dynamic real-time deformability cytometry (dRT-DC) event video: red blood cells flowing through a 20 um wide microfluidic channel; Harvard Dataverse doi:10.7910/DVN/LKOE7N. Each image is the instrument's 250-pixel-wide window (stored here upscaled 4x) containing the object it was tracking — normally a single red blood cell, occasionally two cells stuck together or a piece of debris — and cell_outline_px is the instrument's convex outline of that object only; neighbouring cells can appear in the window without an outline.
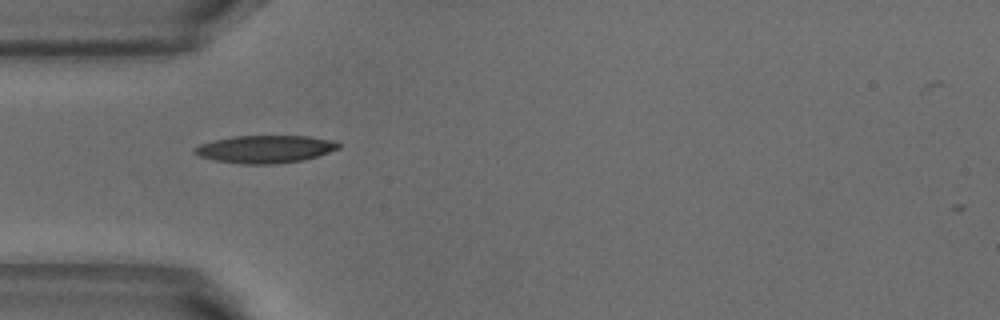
{"species": "common noctule bat (a hibernating species)", "species_latin": "Nyctalus noctula", "temperature_condition": "warm", "stored_images_in_passage": 2, "camera_frame_rate_fps": 3000, "um_per_image_px": 0.085, "animal": {"sex": "male", "body_mass_g": 18.8}, "frame": {"image": 1, "passage_image": 1, "time_ms": 0.0, "image_size_px": [1000, 320], "cell_outline_px": [[340, 148], [304, 160], [272, 164], [240, 164], [216, 160], [200, 156], [192, 152], [192, 148], [200, 144], [232, 136], [308, 136], [332, 140], [340, 144]], "centroid_in_image_um": [22.52, 12.67], "position_along_channel_um": 62.5, "area_um2": 23.06}}
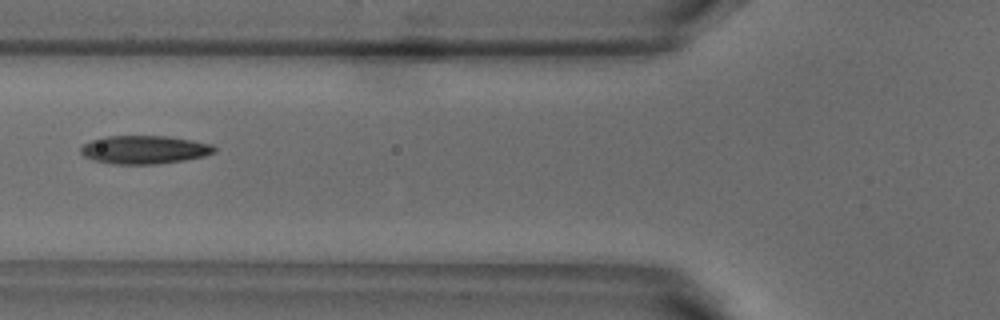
{"frame": {"image": 2, "passage_image": 2, "time_ms": 0.333, "image_size_px": [1000, 320], "cell_outline_px": [[216, 152], [204, 156], [184, 160], [156, 164], [112, 164], [92, 160], [84, 156], [80, 152], [80, 148], [84, 144], [92, 140], [104, 136], [168, 136], [192, 140], [212, 144], [216, 148]], "centroid_in_image_um": [12.27, 12.72], "position_along_channel_um": 113.5, "area_um2": 22.14}}